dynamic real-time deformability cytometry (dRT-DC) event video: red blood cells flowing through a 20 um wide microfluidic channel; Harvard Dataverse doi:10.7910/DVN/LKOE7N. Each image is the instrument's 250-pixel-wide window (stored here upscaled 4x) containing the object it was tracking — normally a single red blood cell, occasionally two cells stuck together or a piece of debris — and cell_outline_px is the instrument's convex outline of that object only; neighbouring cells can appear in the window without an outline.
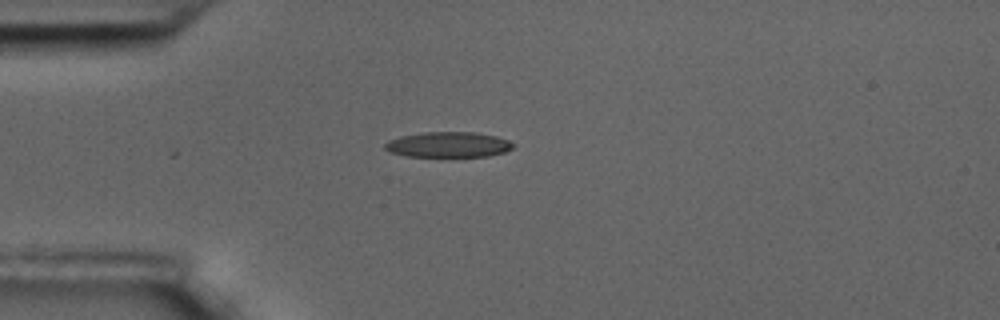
{"species": "common noctule bat (a hibernating species)", "species_latin": "Nyctalus noctula", "temperature_condition": "room temperature", "stored_images_in_passage": 11, "camera_frame_rate_fps": 3000, "um_per_image_px": 0.085, "animal": {"sex": "male", "body_mass_g": 17.5, "forearm_length_mm": 52.3}, "frame": {"image": 1, "passage_image": 1, "time_ms": 0.0, "image_size_px": [1000, 320], "cell_outline_px": [[516, 144], [512, 148], [504, 152], [488, 156], [408, 156], [388, 152], [384, 148], [384, 144], [388, 140], [400, 136], [424, 132], [476, 132], [496, 136], [508, 140]], "centroid_in_image_um": [38.09, 12.28], "position_along_channel_um": 46.9, "area_um2": 19.02}}